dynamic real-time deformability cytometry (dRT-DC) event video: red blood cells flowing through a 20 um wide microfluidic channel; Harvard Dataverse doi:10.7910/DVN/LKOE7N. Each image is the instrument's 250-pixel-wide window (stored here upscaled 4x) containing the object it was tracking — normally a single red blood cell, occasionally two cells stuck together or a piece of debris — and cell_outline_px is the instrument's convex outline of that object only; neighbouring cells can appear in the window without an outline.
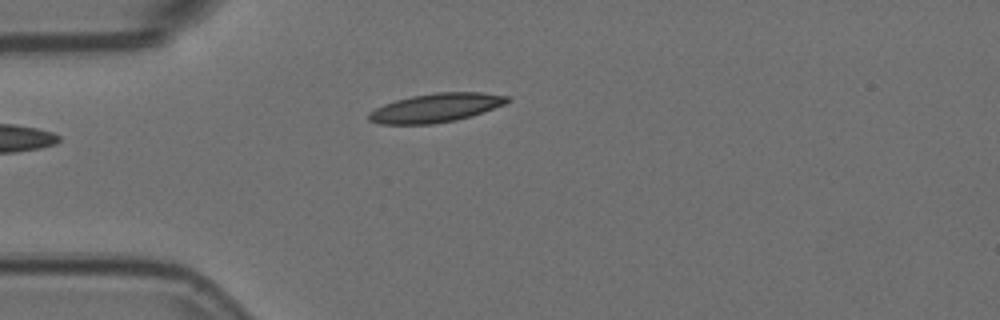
{"species": "Egyptian fruit bat (a non-hibernating species)", "species_latin": "Rousettus aegyptiacus", "temperature_condition": "room temperature", "stored_images_in_passage": 2, "camera_frame_rate_fps": 3000, "um_per_image_px": 0.085, "animal": {"sex": "female"}, "frame": {"image": 1, "passage_image": 2, "time_ms": 0.333, "image_size_px": [1000, 320], "cell_outline_px": [[512, 100], [504, 104], [484, 112], [456, 120], [432, 124], [380, 124], [368, 120], [368, 112], [384, 104], [396, 100], [412, 96], [436, 92], [480, 92], [508, 96]], "centroid_in_image_um": [37.05, 9.16], "position_along_channel_um": 48.0, "area_um2": 23.24}}